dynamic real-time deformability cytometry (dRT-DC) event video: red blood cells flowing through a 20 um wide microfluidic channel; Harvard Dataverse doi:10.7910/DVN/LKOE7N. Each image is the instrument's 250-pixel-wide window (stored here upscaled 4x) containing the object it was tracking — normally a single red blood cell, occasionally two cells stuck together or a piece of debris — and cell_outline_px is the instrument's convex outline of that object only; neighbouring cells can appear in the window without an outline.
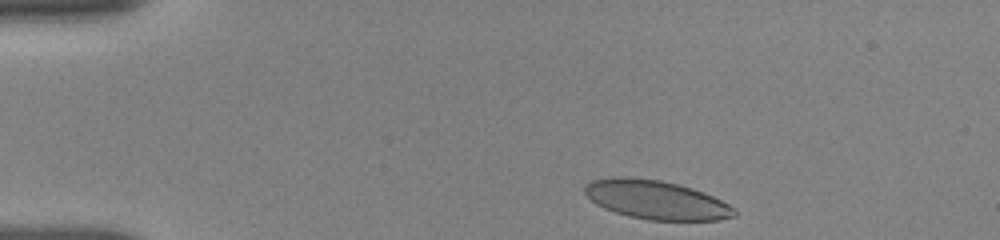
{"species": "human", "species_latin": "Homo sapiens", "temperature_condition": "room temperature", "stored_images_in_passage": 32, "camera_frame_rate_fps": 3000, "um_per_image_px": 0.085, "donor": {"sex": "female"}, "frame": {"image": 1, "passage_image": 1, "time_ms": 0.0, "image_size_px": [1000, 240], "cell_outline_px": [[736, 216], [720, 220], [648, 220], [628, 216], [604, 208], [596, 204], [584, 192], [584, 184], [592, 180], [612, 176], [624, 176], [660, 180], [692, 188], [712, 196], [736, 208]], "centroid_in_image_um": [55.75, 16.98], "position_along_channel_um": 29.2, "area_um2": 33.87}}
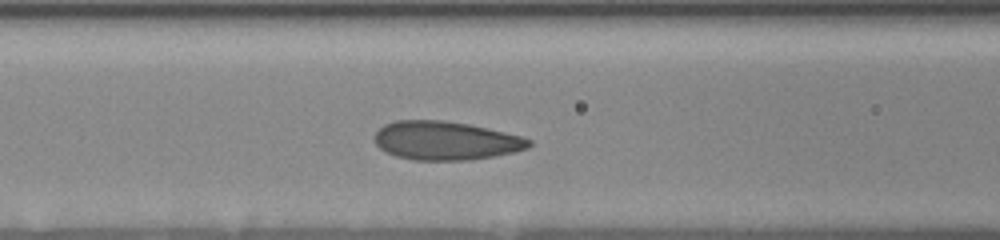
{"frame": {"image": 2, "passage_image": 23, "time_ms": 4.333, "image_size_px": [1000, 240], "cell_outline_px": [[532, 144], [528, 148], [512, 152], [492, 156], [468, 160], [412, 160], [396, 156], [384, 152], [376, 144], [376, 132], [384, 124], [396, 120], [444, 120], [468, 124], [488, 128], [520, 136], [532, 140]], "centroid_in_image_um": [37.86, 11.95], "position_along_channel_um": 128.7, "area_um2": 34.68}}
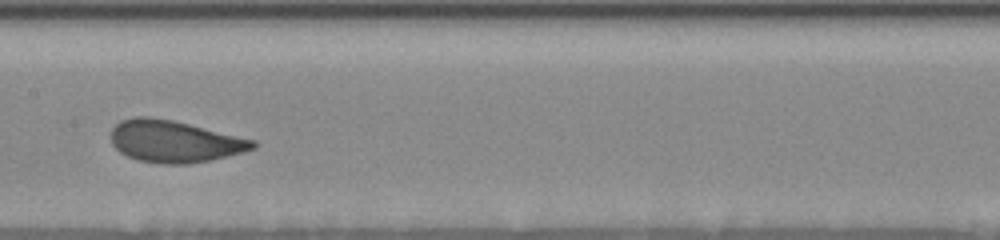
{"frame": {"image": 3, "passage_image": 31, "time_ms": 6.0, "image_size_px": [1000, 240], "cell_outline_px": [[256, 148], [244, 152], [208, 160], [188, 164], [160, 164], [136, 160], [120, 152], [112, 144], [112, 128], [120, 120], [136, 116], [148, 116], [172, 120], [256, 140]], "centroid_in_image_um": [14.81, 12.02], "position_along_channel_um": 192.6, "area_um2": 34.62}}